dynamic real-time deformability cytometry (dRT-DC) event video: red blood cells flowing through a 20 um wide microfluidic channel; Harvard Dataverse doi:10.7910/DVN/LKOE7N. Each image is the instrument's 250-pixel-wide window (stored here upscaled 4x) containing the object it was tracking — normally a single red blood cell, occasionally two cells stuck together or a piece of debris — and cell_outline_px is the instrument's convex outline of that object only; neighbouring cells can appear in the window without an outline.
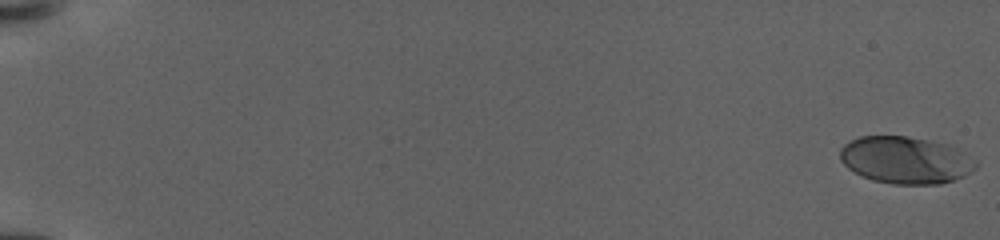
{"species": "human", "species_latin": "Homo sapiens", "temperature_condition": "warm", "stored_images_in_passage": 57, "camera_frame_rate_fps": 3000, "um_per_image_px": 0.085, "donor": {"sex": "female"}, "frame": {"image": 1, "passage_image": 1, "time_ms": 0.0, "image_size_px": [1000, 240], "cell_outline_px": [[976, 168], [964, 176], [940, 184], [892, 184], [872, 180], [848, 168], [840, 160], [840, 148], [848, 140], [860, 136], [908, 136], [948, 144], [964, 152], [976, 160]], "centroid_in_image_um": [76.96, 13.6], "position_along_channel_um": 8.0, "area_um2": 37.34}}
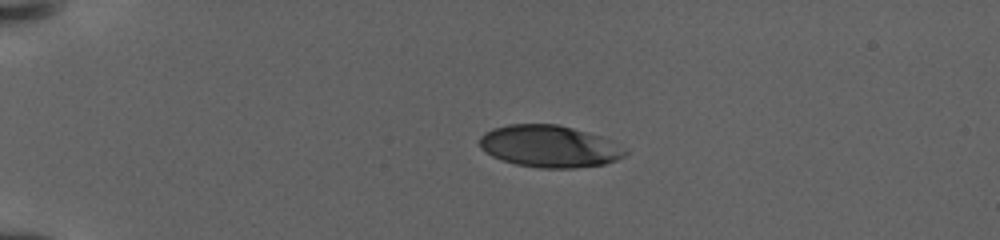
{"frame": {"image": 2, "passage_image": 40, "time_ms": 6.0, "image_size_px": [1000, 240], "cell_outline_px": [[628, 152], [624, 156], [616, 160], [604, 164], [576, 168], [540, 168], [516, 164], [500, 160], [484, 152], [480, 148], [480, 136], [484, 132], [492, 128], [508, 124], [556, 124], [572, 128], [600, 136], [612, 140], [628, 148]], "centroid_in_image_um": [46.7, 12.44], "position_along_channel_um": 38.3, "area_um2": 35.95}}